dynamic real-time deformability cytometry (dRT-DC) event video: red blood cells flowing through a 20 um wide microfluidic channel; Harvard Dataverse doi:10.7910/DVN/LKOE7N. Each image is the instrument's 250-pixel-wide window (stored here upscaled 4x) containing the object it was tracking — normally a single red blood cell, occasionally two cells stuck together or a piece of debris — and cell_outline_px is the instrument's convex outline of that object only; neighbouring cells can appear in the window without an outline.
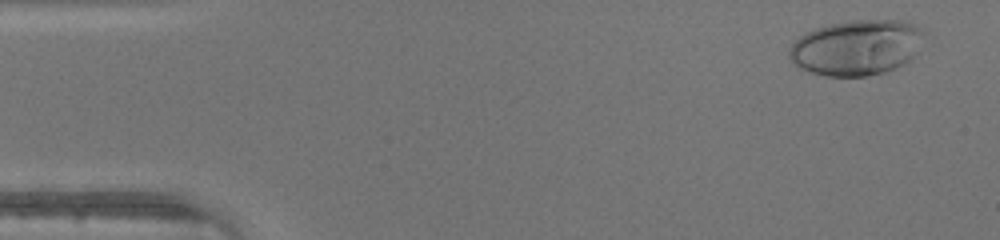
{"species": "human", "species_latin": "Homo sapiens", "temperature_condition": "warm", "stored_images_in_passage": 37, "camera_frame_rate_fps": 3000, "um_per_image_px": 0.085, "donor": {"sex": "male"}, "frame": {"image": 1, "passage_image": 3, "time_ms": 0.667, "image_size_px": [1000, 240], "cell_outline_px": [[924, 32], [916, 52], [904, 64], [884, 72], [868, 76], [824, 76], [808, 72], [796, 68], [788, 56], [788, 48], [800, 36], [816, 28], [832, 24], [852, 20], [904, 20], [920, 28]], "centroid_in_image_um": [72.75, 4.05], "position_along_channel_um": 12.2, "area_um2": 43.52}}
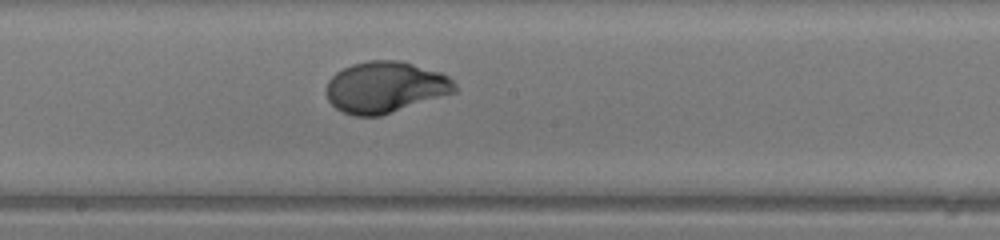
{"frame": {"image": 2, "passage_image": 25, "time_ms": 8.0, "image_size_px": [1000, 240], "cell_outline_px": [[456, 92], [380, 116], [352, 116], [336, 108], [328, 100], [328, 80], [336, 72], [352, 64], [368, 60], [396, 60], [412, 64], [440, 72], [448, 76], [456, 84]], "centroid_in_image_um": [32.75, 7.41], "position_along_channel_um": 215.4, "area_um2": 38.15}}
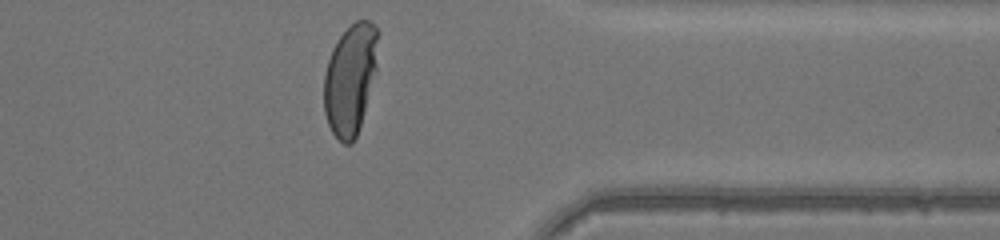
{"frame": {"image": 3, "passage_image": 37, "time_ms": 12.0, "image_size_px": [1000, 240], "cell_outline_px": [[380, 32], [376, 72], [364, 112], [356, 136], [352, 144], [344, 144], [332, 132], [328, 124], [324, 112], [324, 76], [328, 60], [332, 48], [340, 36], [356, 20], [368, 20]], "centroid_in_image_um": [29.79, 6.7], "position_along_channel_um": 381.6, "area_um2": 34.91}}